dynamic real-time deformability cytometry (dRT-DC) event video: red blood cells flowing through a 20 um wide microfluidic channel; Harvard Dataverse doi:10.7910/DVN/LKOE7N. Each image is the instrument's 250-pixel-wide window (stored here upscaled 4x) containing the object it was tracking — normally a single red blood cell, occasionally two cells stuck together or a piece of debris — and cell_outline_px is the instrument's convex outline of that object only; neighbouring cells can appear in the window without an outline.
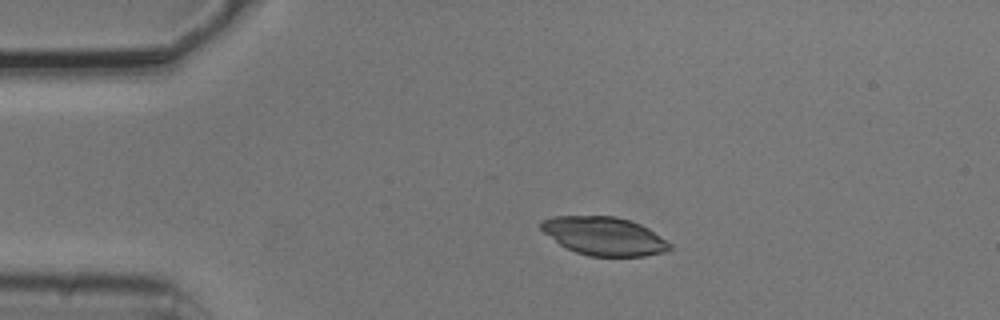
{"species": "common noctule bat (a hibernating species)", "species_latin": "Nyctalus noctula", "temperature_condition": "cold", "stored_images_in_passage": 3, "camera_frame_rate_fps": 3000, "um_per_image_px": 0.085, "animal": {"sex": "male", "body_mass_g": 20.5, "forearm_length_mm": 52.5}, "frame": {"image": 1, "passage_image": 1, "time_ms": 0.0, "image_size_px": [1000, 320], "cell_outline_px": [[672, 248], [664, 252], [644, 256], [588, 256], [576, 252], [560, 244], [544, 232], [540, 228], [540, 224], [544, 220], [552, 216], [616, 216], [640, 224], [648, 228], [672, 244]], "centroid_in_image_um": [51.37, 20.07], "position_along_channel_um": 33.6, "area_um2": 28.55}}